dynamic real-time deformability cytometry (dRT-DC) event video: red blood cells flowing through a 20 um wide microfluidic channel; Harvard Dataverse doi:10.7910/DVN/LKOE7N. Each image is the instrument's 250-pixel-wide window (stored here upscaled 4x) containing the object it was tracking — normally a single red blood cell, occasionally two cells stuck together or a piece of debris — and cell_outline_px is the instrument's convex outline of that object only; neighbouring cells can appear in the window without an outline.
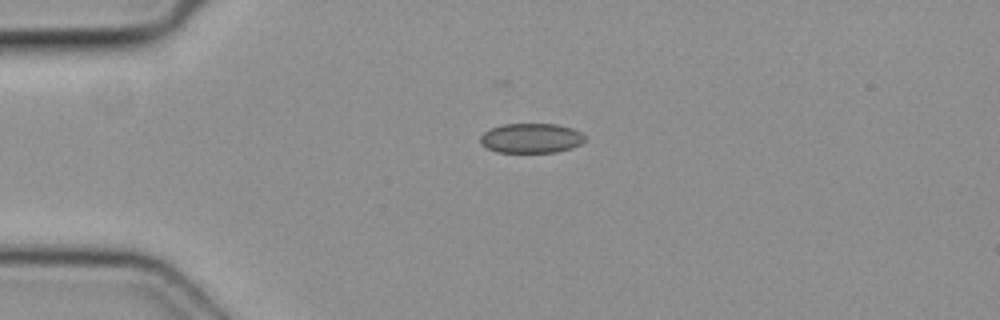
{"species": "common noctule bat (a hibernating species)", "species_latin": "Nyctalus noctula", "temperature_condition": "cold", "stored_images_in_passage": 2, "camera_frame_rate_fps": 3000, "um_per_image_px": 0.085, "animal": {"sex": "female", "body_mass_g": 19.3, "forearm_length_mm": 54.1}, "frame": {"image": 1, "passage_image": 1, "time_ms": 0.0, "image_size_px": [1000, 320], "cell_outline_px": [[588, 140], [572, 148], [556, 152], [496, 152], [480, 144], [480, 136], [484, 132], [492, 128], [504, 124], [556, 124], [572, 128], [580, 132]], "centroid_in_image_um": [45.16, 11.75], "position_along_channel_um": 39.8, "area_um2": 18.15}}